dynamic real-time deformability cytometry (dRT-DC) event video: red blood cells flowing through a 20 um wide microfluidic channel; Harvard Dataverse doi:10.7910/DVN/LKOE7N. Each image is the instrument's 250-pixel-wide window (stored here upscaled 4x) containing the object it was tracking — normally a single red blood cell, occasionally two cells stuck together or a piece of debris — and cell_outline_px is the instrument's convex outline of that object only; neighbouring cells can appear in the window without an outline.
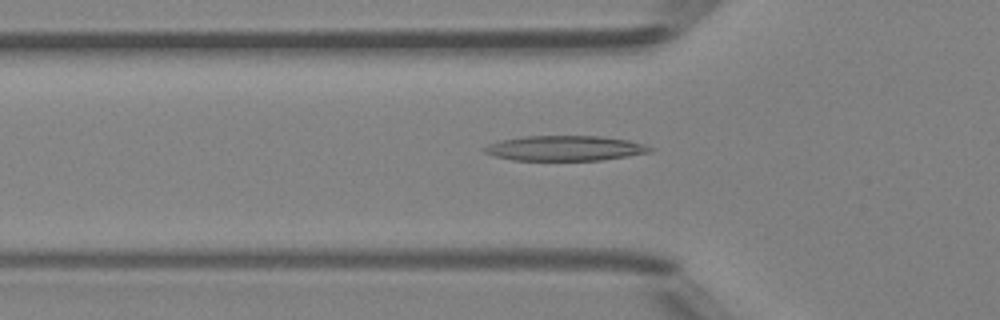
{"species": "Egyptian fruit bat (a non-hibernating species)", "species_latin": "Rousettus aegyptiacus", "temperature_condition": "room temperature", "stored_images_in_passage": 40, "camera_frame_rate_fps": 3000, "um_per_image_px": 0.085, "animal": {"sex": "female"}, "frame": {"image": 1, "passage_image": 8, "time_ms": 2.333, "image_size_px": [1000, 320], "cell_outline_px": [[656, 148], [652, 152], [628, 156], [600, 160], [512, 160], [496, 156], [484, 152], [484, 148], [488, 144], [500, 140], [524, 136], [600, 136], [628, 140], [644, 144]], "centroid_in_image_um": [48.06, 12.59], "position_along_channel_um": 77.7, "area_um2": 24.22}}
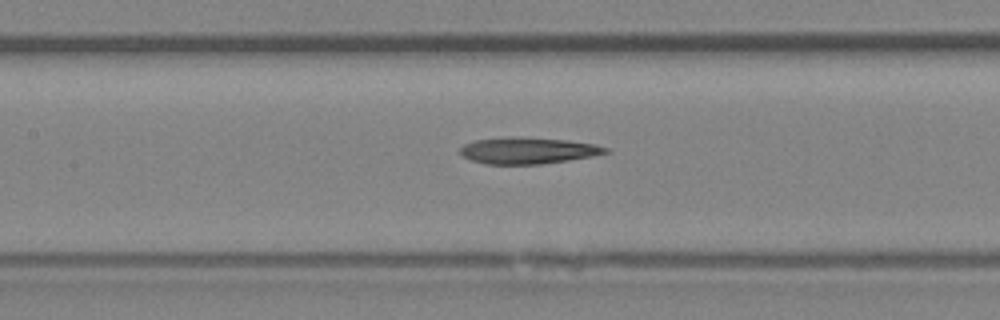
{"frame": {"image": 2, "passage_image": 14, "time_ms": 4.333, "image_size_px": [1000, 320], "cell_outline_px": [[612, 152], [592, 156], [568, 160], [540, 164], [484, 164], [472, 160], [464, 156], [460, 152], [460, 148], [464, 144], [476, 140], [512, 136], [568, 140], [596, 144], [608, 148]], "centroid_in_image_um": [44.91, 12.79], "position_along_channel_um": 162.5, "area_um2": 22.43}}
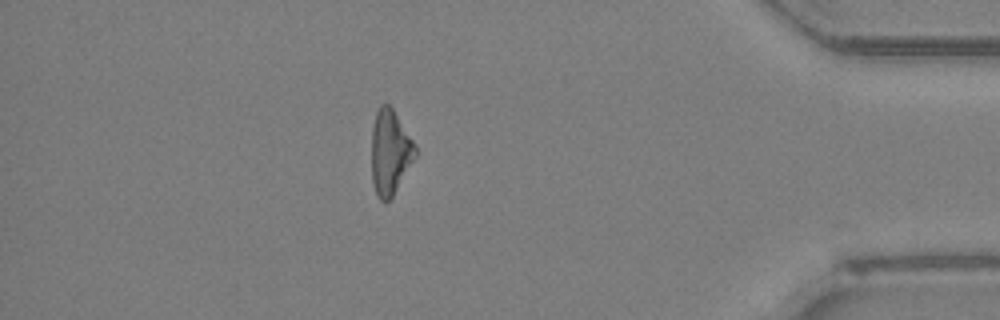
{"frame": {"image": 3, "passage_image": 34, "time_ms": 11.0, "image_size_px": [1000, 320], "cell_outline_px": [[416, 156], [392, 196], [384, 204], [380, 200], [372, 184], [372, 128], [376, 112], [380, 104], [388, 104], [392, 108], [416, 144]], "centroid_in_image_um": [33.15, 12.93], "position_along_channel_um": 402.1, "area_um2": 21.5}}